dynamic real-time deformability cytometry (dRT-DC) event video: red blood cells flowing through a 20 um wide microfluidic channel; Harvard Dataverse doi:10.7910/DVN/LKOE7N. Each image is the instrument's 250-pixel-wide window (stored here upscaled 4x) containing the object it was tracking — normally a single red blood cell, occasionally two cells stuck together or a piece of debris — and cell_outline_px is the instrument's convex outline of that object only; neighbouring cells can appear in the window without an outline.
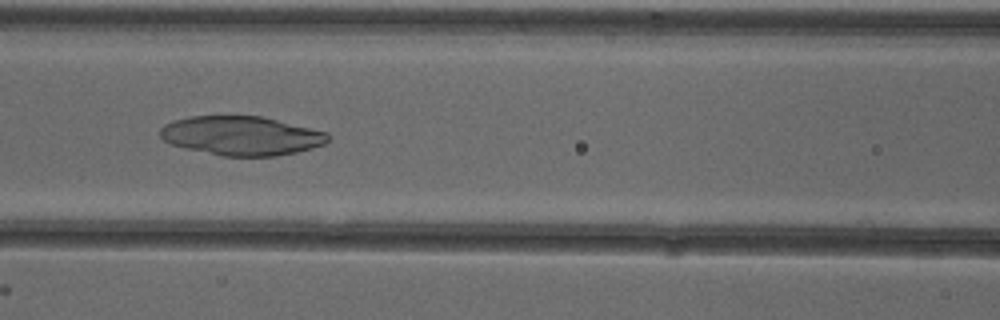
{"species": "common noctule bat (a hibernating species)", "species_latin": "Nyctalus noctula", "temperature_condition": "cold", "stored_images_in_passage": 52, "camera_frame_rate_fps": 3000, "um_per_image_px": 0.085, "animal": {"sex": "female"}, "frame": {"image": 1, "passage_image": 23, "time_ms": 7.333, "image_size_px": [1000, 320], "cell_outline_px": [[332, 136], [324, 144], [312, 148], [296, 152], [276, 156], [224, 156], [184, 148], [172, 144], [164, 140], [160, 136], [160, 128], [164, 124], [172, 120], [192, 116], [260, 116], [328, 132]], "centroid_in_image_um": [20.52, 11.53], "position_along_channel_um": 146.1, "area_um2": 38.21}}
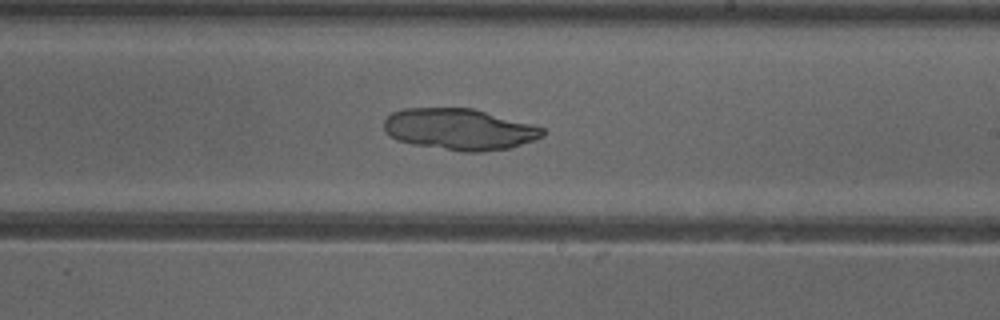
{"frame": {"image": 2, "passage_image": 31, "time_ms": 10.0, "image_size_px": [1000, 320], "cell_outline_px": [[544, 136], [536, 140], [508, 148], [484, 152], [460, 152], [412, 144], [400, 140], [384, 132], [384, 120], [392, 112], [404, 108], [472, 108], [532, 124], [544, 128]], "centroid_in_image_um": [39.06, 10.99], "position_along_channel_um": 249.9, "area_um2": 38.32}}
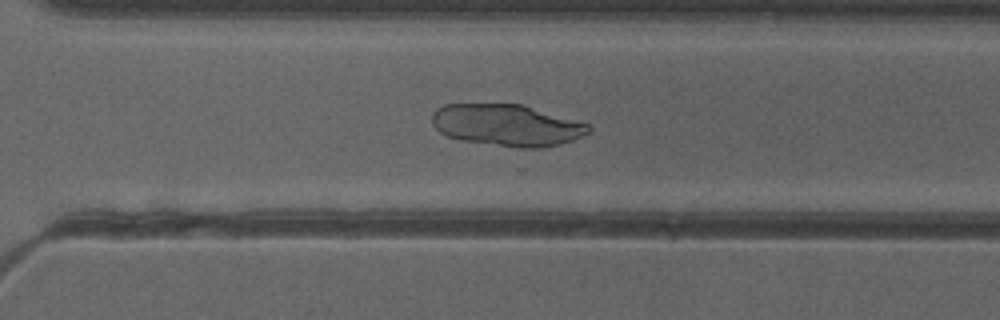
{"frame": {"image": 3, "passage_image": 37, "time_ms": 12.0, "image_size_px": [1000, 320], "cell_outline_px": [[592, 128], [588, 132], [572, 140], [560, 144], [540, 148], [520, 148], [460, 140], [448, 136], [440, 132], [432, 124], [432, 112], [436, 108], [444, 104], [520, 104], [588, 124]], "centroid_in_image_um": [43.03, 10.64], "position_along_channel_um": 327.6, "area_um2": 37.74}}